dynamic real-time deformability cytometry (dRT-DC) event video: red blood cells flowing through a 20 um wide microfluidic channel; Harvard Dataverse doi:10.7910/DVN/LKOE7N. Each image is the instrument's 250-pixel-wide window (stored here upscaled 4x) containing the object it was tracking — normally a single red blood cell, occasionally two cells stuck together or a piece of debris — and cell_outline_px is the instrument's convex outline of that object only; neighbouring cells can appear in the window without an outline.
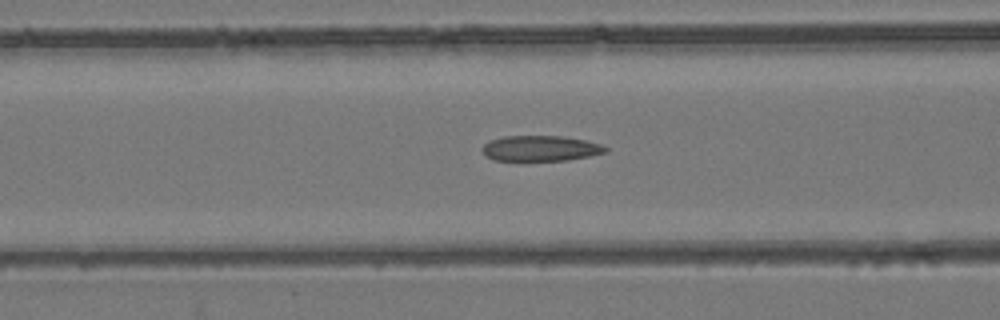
{"species": "common noctule bat (a hibernating species)", "species_latin": "Nyctalus noctula", "temperature_condition": "room temperature", "stored_images_in_passage": 55, "camera_frame_rate_fps": 3000, "um_per_image_px": 0.085, "animal": {"sex": "female", "body_mass_g": 24.6, "forearm_length_mm": 56.2}, "frame": {"image": 1, "passage_image": 23, "time_ms": 7.333, "image_size_px": [1000, 320], "cell_outline_px": [[608, 152], [568, 160], [496, 160], [488, 156], [480, 148], [488, 140], [504, 136], [564, 136], [584, 140], [600, 144], [608, 148]], "centroid_in_image_um": [45.95, 12.6], "position_along_channel_um": 120.7, "area_um2": 18.21}}
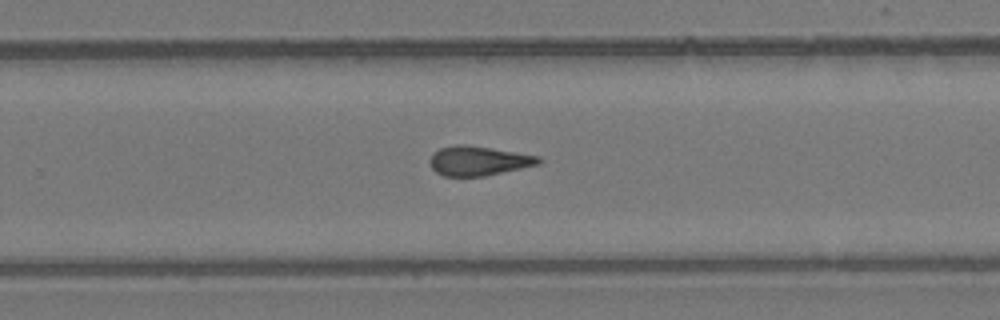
{"frame": {"image": 2, "passage_image": 36, "time_ms": 11.667, "image_size_px": [1000, 320], "cell_outline_px": [[544, 160], [540, 164], [484, 176], [444, 176], [436, 172], [432, 168], [428, 160], [432, 152], [440, 148], [452, 144], [464, 144], [492, 148], [540, 156]], "centroid_in_image_um": [40.65, 13.66], "position_along_channel_um": 289.1, "area_um2": 18.9}}
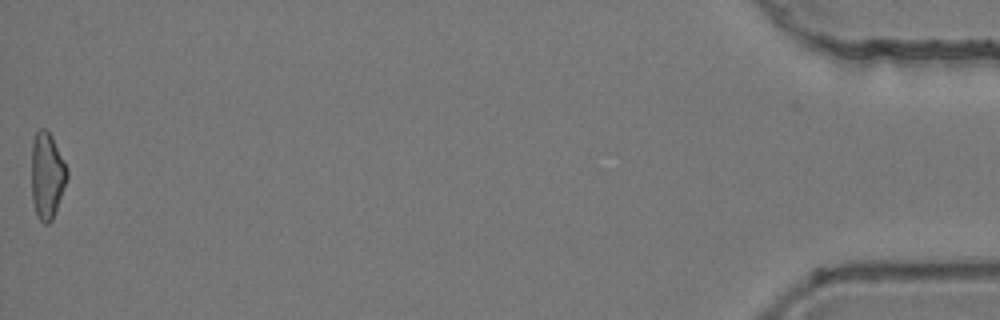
{"frame": {"image": 3, "passage_image": 55, "time_ms": 18.0, "image_size_px": [1000, 320], "cell_outline_px": [[68, 176], [52, 220], [48, 224], [44, 224], [36, 216], [32, 200], [32, 140], [36, 132], [40, 128], [44, 128], [52, 136], [68, 172]], "centroid_in_image_um": [3.97, 14.94], "position_along_channel_um": 431.2, "area_um2": 17.69}, "authors_computed_cell_mechanics": {"area_um2": 18.9006, "velocity_mm_per_s": 3.9015, "shape_relaxation_time_tau1_ms": null, "shape_relaxation_time_tau2_ms": 2.8216, "deformation_change_tau1": null, "deformation_change_tau2": 0.1158}}